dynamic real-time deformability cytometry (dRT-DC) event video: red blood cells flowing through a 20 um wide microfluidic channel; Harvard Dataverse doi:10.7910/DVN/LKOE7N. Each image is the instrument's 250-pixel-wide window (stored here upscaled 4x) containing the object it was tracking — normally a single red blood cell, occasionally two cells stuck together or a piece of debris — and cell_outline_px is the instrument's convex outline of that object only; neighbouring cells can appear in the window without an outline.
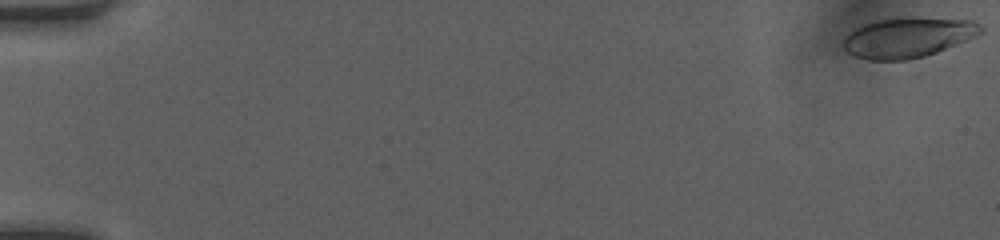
{"species": "human", "species_latin": "Homo sapiens", "temperature_condition": "room temperature", "stored_images_in_passage": 50, "camera_frame_rate_fps": 3000, "um_per_image_px": 0.085, "donor": {"sex": "female"}, "frame": {"image": 1, "passage_image": 1, "time_ms": 0.0, "image_size_px": [1000, 240], "cell_outline_px": [[984, 32], [976, 36], [936, 52], [924, 56], [908, 60], [868, 60], [852, 56], [844, 52], [840, 44], [844, 36], [848, 32], [872, 20], [972, 20], [980, 24], [984, 28]], "centroid_in_image_um": [77.07, 3.24], "position_along_channel_um": 7.9, "area_um2": 31.5}}
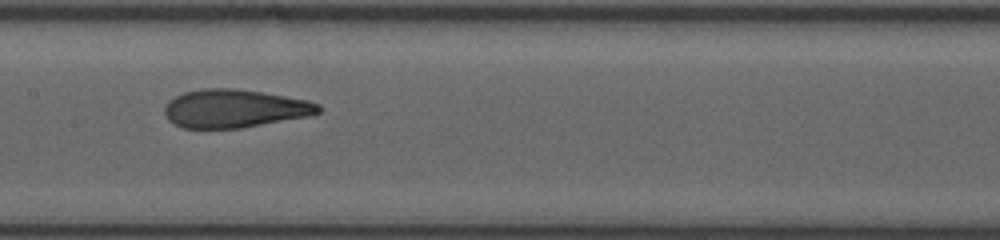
{"frame": {"image": 2, "passage_image": 27, "time_ms": 8.667, "image_size_px": [1000, 240], "cell_outline_px": [[324, 108], [320, 112], [308, 116], [240, 128], [184, 128], [168, 120], [164, 112], [164, 108], [168, 100], [184, 92], [204, 88], [236, 88], [308, 100], [320, 104]], "centroid_in_image_um": [19.94, 9.22], "position_along_channel_um": 187.5, "area_um2": 34.22}}
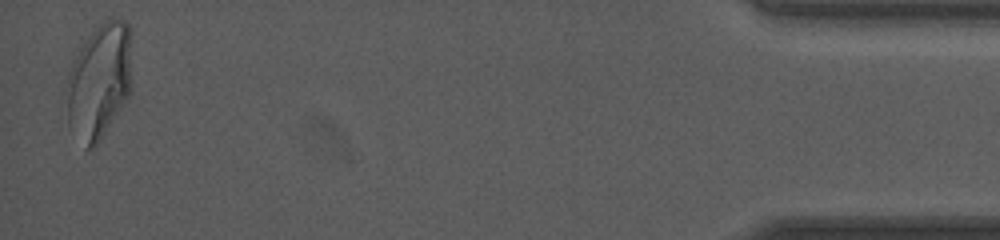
{"frame": {"image": 3, "passage_image": 50, "time_ms": 16.333, "image_size_px": [1000, 240], "cell_outline_px": [[132, 88], [128, 96], [100, 140], [92, 148], [84, 148], [68, 124], [68, 72], [80, 44], [96, 24], [104, 20], [124, 20], [128, 24]], "centroid_in_image_um": [8.42, 6.86], "position_along_channel_um": 426.8, "area_um2": 43.75}, "authors_computed_cell_mechanics": {"area_um2": 34.2465, "velocity_mm_per_s": 4.1702, "shape_relaxation_time_tau1_ms": 6.1187, "shape_relaxation_time_tau2_ms": 0.9872, "deformation_change_tau1": 0.2591, "deformation_change_tau2": 0.09}}